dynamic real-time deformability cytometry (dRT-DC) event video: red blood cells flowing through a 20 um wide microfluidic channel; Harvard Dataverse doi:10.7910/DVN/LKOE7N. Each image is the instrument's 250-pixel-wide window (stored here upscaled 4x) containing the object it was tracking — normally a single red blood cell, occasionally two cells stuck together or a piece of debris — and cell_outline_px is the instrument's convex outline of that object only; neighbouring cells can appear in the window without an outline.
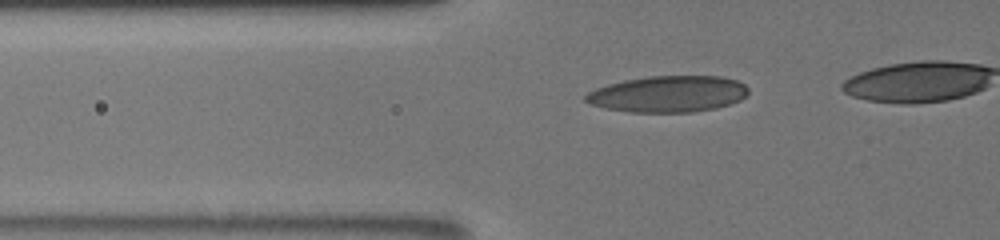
{"species": "human", "species_latin": "Homo sapiens", "temperature_condition": "room temperature", "stored_images_in_passage": 13, "camera_frame_rate_fps": 3000, "um_per_image_px": 0.085, "donor": {"sex": "male"}, "frame": {"image": 1, "passage_image": 11, "time_ms": 5.667, "image_size_px": [1000, 240], "cell_outline_px": [[748, 92], [740, 100], [716, 108], [692, 112], [628, 112], [604, 108], [592, 104], [584, 100], [584, 96], [588, 92], [596, 88], [608, 84], [624, 80], [648, 76], [720, 76], [736, 80], [744, 84], [748, 88]], "centroid_in_image_um": [56.77, 7.99], "position_along_channel_um": 69.0, "area_um2": 34.45}}